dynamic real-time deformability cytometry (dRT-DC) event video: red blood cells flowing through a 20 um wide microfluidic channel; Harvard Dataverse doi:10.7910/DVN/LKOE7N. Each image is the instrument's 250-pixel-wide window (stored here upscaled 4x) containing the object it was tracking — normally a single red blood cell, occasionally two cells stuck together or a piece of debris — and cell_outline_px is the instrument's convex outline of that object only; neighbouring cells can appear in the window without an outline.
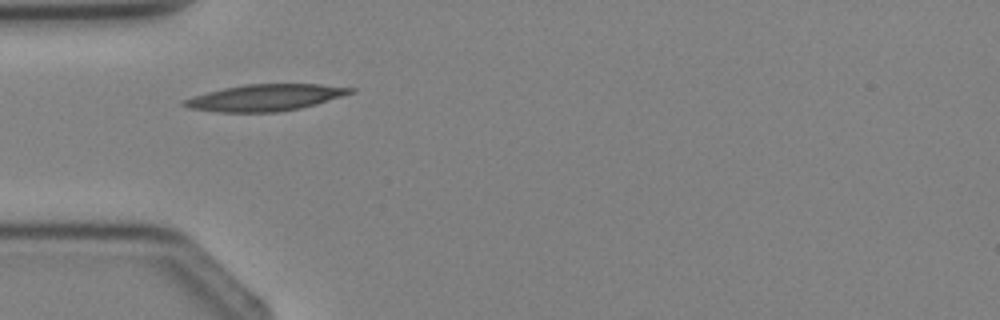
{"species": "Egyptian fruit bat (a non-hibernating species)", "species_latin": "Rousettus aegyptiacus", "temperature_condition": "cold", "stored_images_in_passage": 2, "camera_frame_rate_fps": 3000, "um_per_image_px": 0.085, "animal": {"sex": "female"}, "frame": {"image": 1, "passage_image": 1, "time_ms": 0.0, "image_size_px": [1000, 320], "cell_outline_px": [[356, 92], [316, 104], [300, 108], [276, 112], [216, 112], [192, 108], [180, 104], [180, 100], [192, 96], [224, 88], [244, 84], [320, 84], [356, 88]], "centroid_in_image_um": [22.55, 8.29], "position_along_channel_um": 62.4, "area_um2": 25.78}}
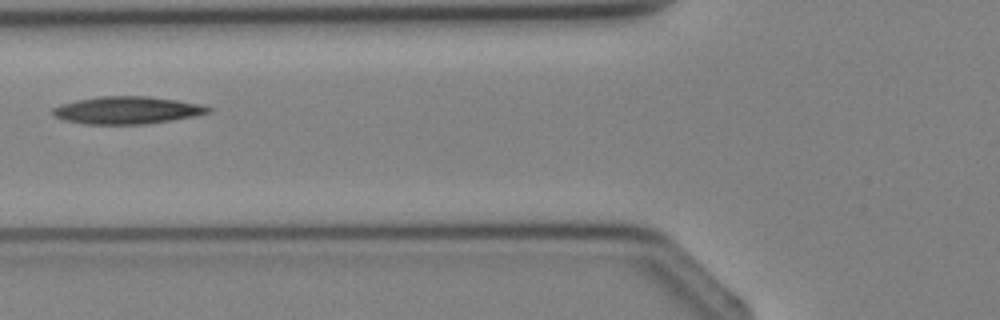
{"frame": {"image": 2, "passage_image": 2, "time_ms": 1.0, "image_size_px": [1000, 320], "cell_outline_px": [[212, 112], [172, 120], [144, 124], [84, 124], [64, 120], [52, 116], [52, 108], [60, 104], [76, 100], [100, 96], [148, 96], [176, 100], [200, 104], [212, 108]], "centroid_in_image_um": [10.76, 9.37], "position_along_channel_um": 115.0, "area_um2": 24.91}}